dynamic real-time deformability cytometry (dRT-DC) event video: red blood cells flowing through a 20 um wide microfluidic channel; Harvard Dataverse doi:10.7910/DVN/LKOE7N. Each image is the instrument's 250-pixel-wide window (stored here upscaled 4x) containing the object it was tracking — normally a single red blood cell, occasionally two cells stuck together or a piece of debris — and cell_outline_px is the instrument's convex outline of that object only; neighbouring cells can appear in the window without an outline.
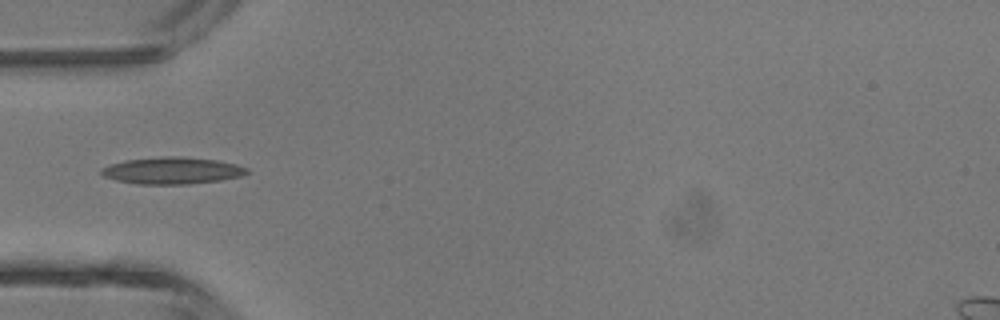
{"species": "common noctule bat (a hibernating species)", "species_latin": "Nyctalus noctula", "temperature_condition": "room temperature", "stored_images_in_passage": 4, "camera_frame_rate_fps": 3000, "um_per_image_px": 0.085, "animal": {"sex": "male", "body_mass_g": 13.3}, "frame": {"image": 1, "passage_image": 3, "time_ms": 2.333, "image_size_px": [1000, 320], "cell_outline_px": [[248, 172], [240, 176], [220, 180], [188, 184], [136, 184], [116, 180], [104, 176], [100, 172], [100, 168], [112, 164], [128, 160], [164, 156], [176, 156], [216, 160], [236, 164], [248, 168]], "centroid_in_image_um": [14.62, 14.5], "position_along_channel_um": 70.4, "area_um2": 22.54}}
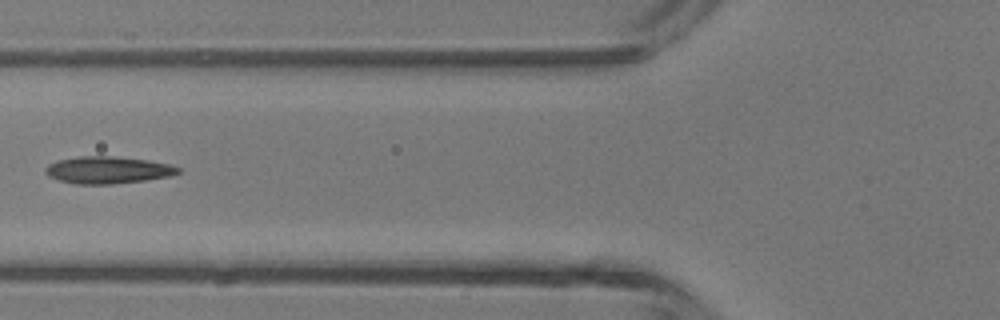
{"frame": {"image": 2, "passage_image": 4, "time_ms": 3.333, "image_size_px": [1000, 320], "cell_outline_px": [[180, 172], [172, 176], [148, 180], [112, 184], [76, 184], [60, 180], [48, 176], [44, 172], [44, 168], [48, 164], [60, 160], [76, 156], [112, 156], [148, 160], [168, 164], [180, 168]], "centroid_in_image_um": [9.17, 14.45], "position_along_channel_um": 116.6, "area_um2": 21.04}}